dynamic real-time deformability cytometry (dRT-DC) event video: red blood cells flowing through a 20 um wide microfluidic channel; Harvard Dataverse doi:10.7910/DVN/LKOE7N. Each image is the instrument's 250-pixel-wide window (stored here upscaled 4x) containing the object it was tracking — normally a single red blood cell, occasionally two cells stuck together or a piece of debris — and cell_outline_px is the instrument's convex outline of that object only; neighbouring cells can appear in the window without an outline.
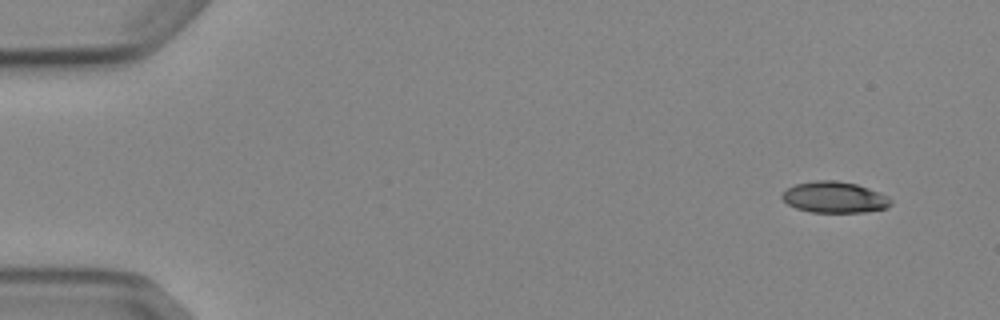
{"species": "Egyptian fruit bat (a non-hibernating species)", "species_latin": "Rousettus aegyptiacus", "temperature_condition": "cold", "stored_images_in_passage": 5, "camera_frame_rate_fps": 3000, "um_per_image_px": 0.085, "animal": {"sex": "female"}, "frame": {"image": 1, "passage_image": 1, "time_ms": 0.0, "image_size_px": [1000, 320], "cell_outline_px": [[892, 204], [888, 208], [864, 212], [812, 212], [796, 208], [788, 204], [780, 196], [788, 188], [796, 184], [816, 180], [836, 180], [856, 184], [880, 192], [888, 196], [892, 200]], "centroid_in_image_um": [70.97, 16.77], "position_along_channel_um": 14.0, "area_um2": 19.77}}
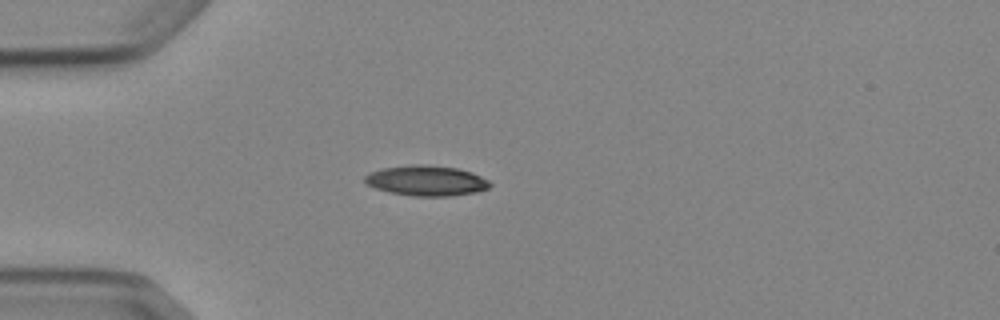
{"frame": {"image": 2, "passage_image": 4, "time_ms": 3.667, "image_size_px": [1000, 320], "cell_outline_px": [[492, 184], [488, 188], [476, 192], [452, 196], [412, 196], [388, 192], [376, 188], [368, 184], [364, 180], [364, 176], [368, 172], [384, 168], [416, 164], [424, 164], [456, 168], [472, 172], [488, 180]], "centroid_in_image_um": [36.24, 15.36], "position_along_channel_um": 48.8, "area_um2": 22.08}}